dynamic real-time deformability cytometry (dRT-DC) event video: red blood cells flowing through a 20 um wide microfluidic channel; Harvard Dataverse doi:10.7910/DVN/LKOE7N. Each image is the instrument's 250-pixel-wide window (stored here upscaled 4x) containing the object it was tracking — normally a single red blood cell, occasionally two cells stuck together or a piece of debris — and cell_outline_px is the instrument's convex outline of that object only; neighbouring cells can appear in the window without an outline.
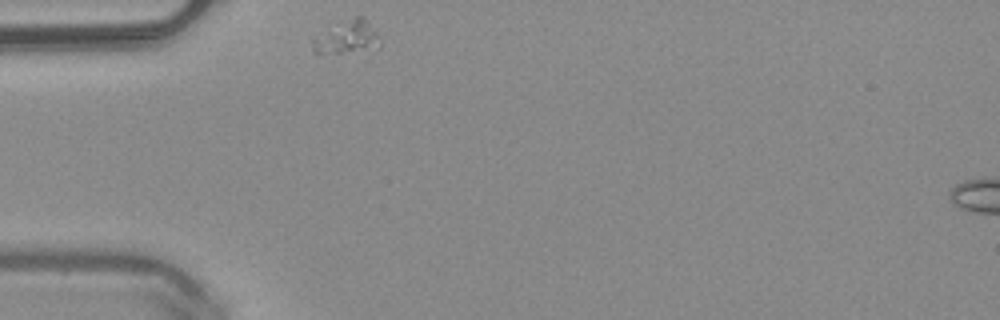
{"species": "common noctule bat (a hibernating species)", "species_latin": "Nyctalus noctula", "temperature_condition": "warm", "stored_images_in_passage": 29, "camera_frame_rate_fps": 3000, "um_per_image_px": 0.085, "animal": {"sex": "male", "body_mass_g": 20.4}, "frame": {"image": 1, "passage_image": 1, "time_ms": 0.0, "image_size_px": [1000, 320], "cell_outline_px": [[380, 48], [340, 52], [316, 52], [312, 48], [312, 36], [356, 16], [360, 16], [380, 36]], "centroid_in_image_um": [29.49, 3.18], "position_along_channel_um": 55.5, "area_um2": 12.43}}
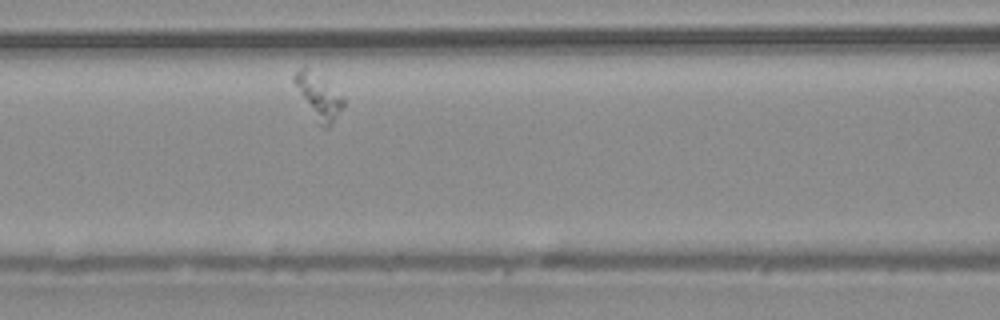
{"frame": {"image": 2, "passage_image": 9, "time_ms": 2.667, "image_size_px": [1000, 320], "cell_outline_px": [[344, 104], [328, 128], [324, 128], [320, 124], [292, 80], [292, 76], [304, 64], [324, 80], [344, 100]], "centroid_in_image_um": [27.05, 8.13], "position_along_channel_um": 139.6, "area_um2": 11.91}}
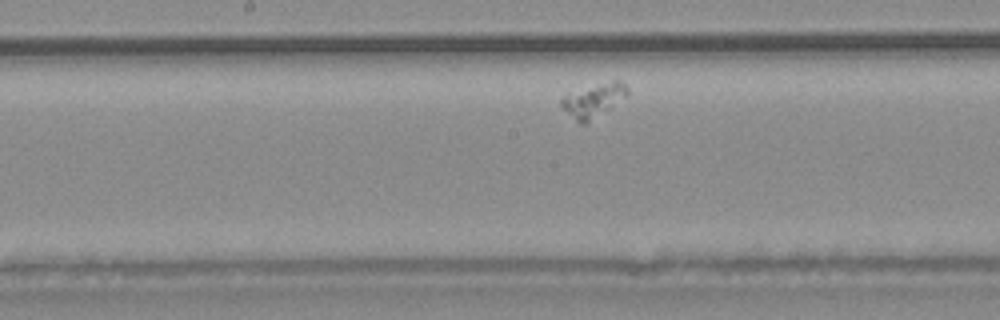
{"frame": {"image": 3, "passage_image": 14, "time_ms": 4.333, "image_size_px": [1000, 320], "cell_outline_px": [[628, 96], [584, 124], [580, 124], [560, 104], [560, 100], [568, 92], [612, 80], [620, 80], [628, 88]], "centroid_in_image_um": [50.46, 8.49], "position_along_channel_um": 197.7, "area_um2": 12.66}}